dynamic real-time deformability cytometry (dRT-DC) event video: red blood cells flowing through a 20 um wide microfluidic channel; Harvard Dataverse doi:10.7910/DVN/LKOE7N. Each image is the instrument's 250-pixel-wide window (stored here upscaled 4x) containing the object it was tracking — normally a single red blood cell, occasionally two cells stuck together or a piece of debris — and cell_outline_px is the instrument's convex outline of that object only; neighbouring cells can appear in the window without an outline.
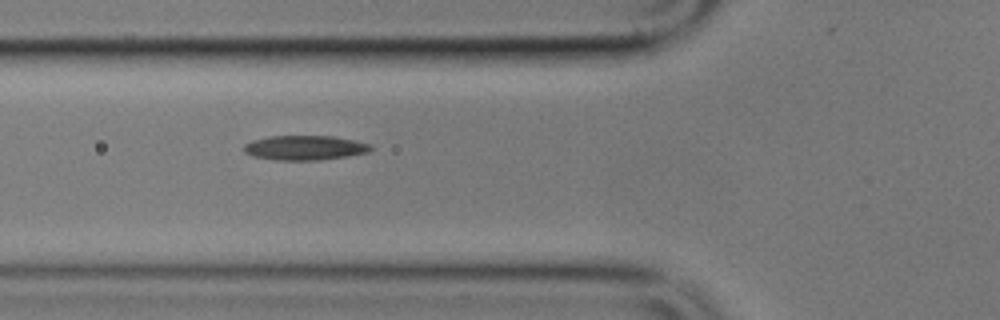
{"species": "common noctule bat (a hibernating species)", "species_latin": "Nyctalus noctula", "temperature_condition": "cold", "stored_images_in_passage": 5, "camera_frame_rate_fps": 3000, "um_per_image_px": 0.085, "animal": {"sex": "male", "body_mass_g": 17.9}, "frame": {"image": 1, "passage_image": 5, "time_ms": 5.667, "image_size_px": [1000, 320], "cell_outline_px": [[372, 148], [368, 152], [348, 156], [320, 160], [272, 160], [252, 156], [244, 152], [244, 144], [252, 140], [268, 136], [332, 136], [356, 140], [368, 144]], "centroid_in_image_um": [25.87, 12.56], "position_along_channel_um": 99.9, "area_um2": 18.26}}